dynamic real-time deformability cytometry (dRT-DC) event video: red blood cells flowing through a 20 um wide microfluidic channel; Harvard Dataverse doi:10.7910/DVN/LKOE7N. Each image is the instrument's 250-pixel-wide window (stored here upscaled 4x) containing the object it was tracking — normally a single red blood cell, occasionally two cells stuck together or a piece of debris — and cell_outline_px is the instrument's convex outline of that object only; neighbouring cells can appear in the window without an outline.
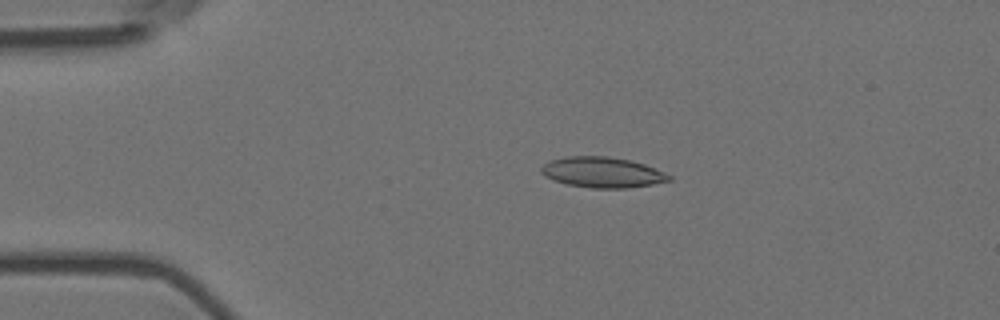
{"species": "Egyptian fruit bat (a non-hibernating species)", "species_latin": "Rousettus aegyptiacus", "temperature_condition": "room temperature", "stored_images_in_passage": 4, "camera_frame_rate_fps": 3000, "um_per_image_px": 0.085, "animal": {"sex": "female"}, "frame": {"image": 1, "passage_image": 3, "time_ms": 0.667, "image_size_px": [1000, 320], "cell_outline_px": [[672, 180], [652, 184], [628, 188], [592, 188], [564, 184], [552, 180], [544, 176], [540, 172], [540, 168], [544, 164], [552, 160], [564, 156], [608, 156], [632, 160], [644, 164], [664, 172], [672, 176]], "centroid_in_image_um": [51.18, 14.65], "position_along_channel_um": 33.8, "area_um2": 22.95}}